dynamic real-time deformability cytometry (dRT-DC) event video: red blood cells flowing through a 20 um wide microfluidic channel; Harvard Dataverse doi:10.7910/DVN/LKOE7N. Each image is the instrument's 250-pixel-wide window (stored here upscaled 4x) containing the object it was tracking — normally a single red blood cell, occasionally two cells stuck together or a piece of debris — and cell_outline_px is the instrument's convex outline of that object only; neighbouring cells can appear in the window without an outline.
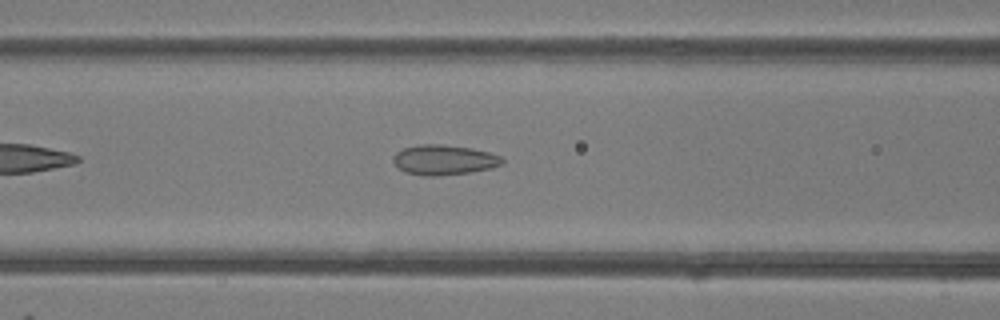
{"species": "common noctule bat (a hibernating species)", "species_latin": "Nyctalus noctula", "temperature_condition": "room temperature", "stored_images_in_passage": 34, "camera_frame_rate_fps": 3000, "um_per_image_px": 0.085, "animal": {"sex": "female"}, "frame": {"image": 1, "passage_image": 6, "time_ms": 1.667, "image_size_px": [1000, 320], "cell_outline_px": [[504, 164], [492, 168], [472, 172], [436, 176], [424, 176], [404, 172], [392, 160], [392, 156], [396, 152], [404, 148], [420, 144], [444, 144], [472, 148], [488, 152], [500, 156], [504, 160]], "centroid_in_image_um": [37.75, 13.59], "position_along_channel_um": 128.8, "area_um2": 19.25}}
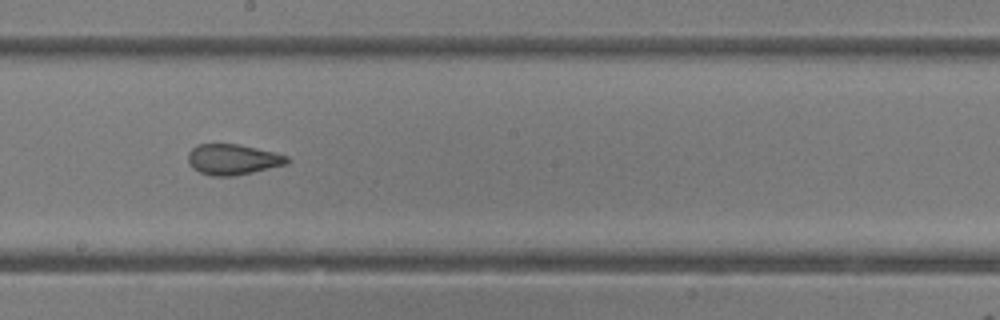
{"frame": {"image": 2, "passage_image": 13, "time_ms": 4.0, "image_size_px": [1000, 320], "cell_outline_px": [[292, 160], [288, 164], [252, 172], [232, 176], [212, 176], [200, 172], [192, 168], [188, 160], [188, 152], [196, 144], [236, 144], [276, 152], [288, 156]], "centroid_in_image_um": [19.81, 13.55], "position_along_channel_um": 228.4, "area_um2": 17.74}}
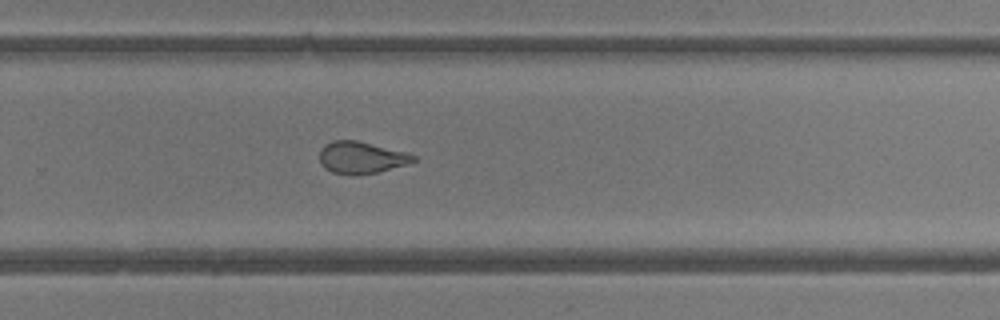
{"frame": {"image": 3, "passage_image": 18, "time_ms": 5.667, "image_size_px": [1000, 320], "cell_outline_px": [[416, 160], [408, 164], [376, 172], [332, 172], [324, 168], [320, 164], [320, 148], [324, 144], [332, 140], [356, 140], [408, 152], [416, 156]], "centroid_in_image_um": [30.71, 13.34], "position_along_channel_um": 299.1, "area_um2": 17.05}, "authors_computed_cell_mechanics": {"area_um2": 19.0162, "velocity_mm_per_s": 4.2707, "shape_relaxation_time_tau1_ms": null, "shape_relaxation_time_tau2_ms": 0.9487, "deformation_change_tau1": null, "deformation_change_tau2": 0.0625}}